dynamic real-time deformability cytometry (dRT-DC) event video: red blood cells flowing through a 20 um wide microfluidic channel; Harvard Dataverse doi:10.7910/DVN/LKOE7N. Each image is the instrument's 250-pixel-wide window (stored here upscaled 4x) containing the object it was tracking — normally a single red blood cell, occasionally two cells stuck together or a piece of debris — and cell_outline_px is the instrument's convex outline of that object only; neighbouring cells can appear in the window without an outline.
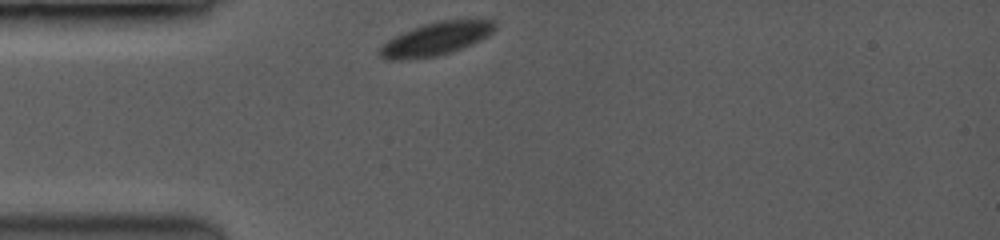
{"species": "common noctule bat (a hibernating species)", "species_latin": "Nyctalus noctula", "temperature_condition": "room temperature", "stored_images_in_passage": 52, "camera_frame_rate_fps": 3500, "um_per_image_px": 0.085, "animal": {"sex": "female", "body_mass_g": 19.0, "forearm_length_mm": 53.3}, "frame": {"image": 1, "passage_image": 1, "time_ms": 0.0, "image_size_px": [1000, 240], "cell_outline_px": [[496, 28], [488, 36], [460, 48], [436, 56], [400, 60], [388, 60], [380, 56], [380, 48], [388, 40], [412, 28], [436, 20], [472, 16], [496, 20]], "centroid_in_image_um": [37.16, 3.22], "position_along_channel_um": 47.8, "area_um2": 22.6}}
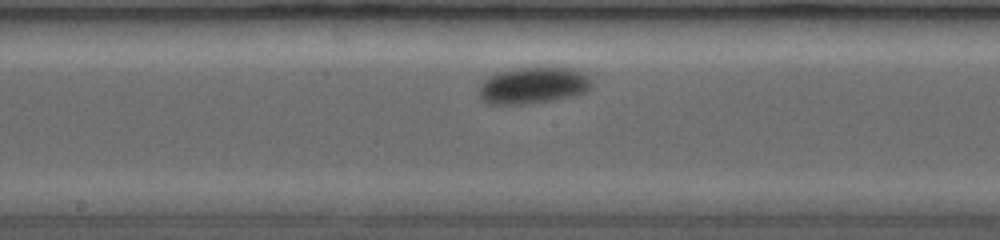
{"frame": {"image": 2, "passage_image": 20, "time_ms": 4.571, "image_size_px": [1000, 240], "cell_outline_px": [[592, 84], [584, 92], [568, 96], [544, 100], [500, 104], [484, 100], [480, 96], [480, 84], [488, 76], [496, 72], [516, 68], [544, 64], [580, 68], [588, 72], [592, 80]], "centroid_in_image_um": [45.42, 7.13], "position_along_channel_um": 202.8, "area_um2": 24.22}}
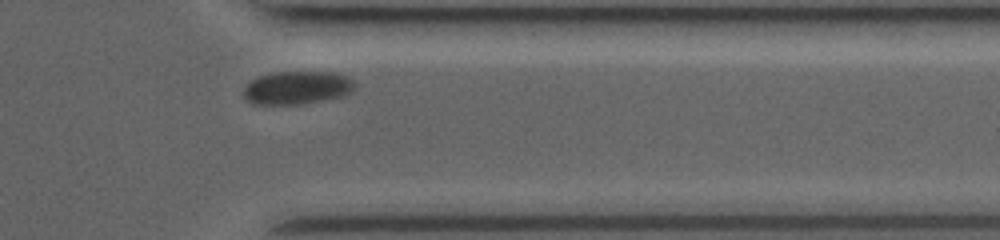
{"frame": {"image": 3, "passage_image": 47, "time_ms": 9.429, "image_size_px": [1000, 240], "cell_outline_px": [[352, 92], [340, 96], [300, 104], [252, 104], [244, 96], [244, 88], [252, 80], [264, 76], [280, 72], [332, 72], [344, 76], [352, 80]], "centroid_in_image_um": [25.23, 7.46], "position_along_channel_um": 386.2, "area_um2": 20.75}}